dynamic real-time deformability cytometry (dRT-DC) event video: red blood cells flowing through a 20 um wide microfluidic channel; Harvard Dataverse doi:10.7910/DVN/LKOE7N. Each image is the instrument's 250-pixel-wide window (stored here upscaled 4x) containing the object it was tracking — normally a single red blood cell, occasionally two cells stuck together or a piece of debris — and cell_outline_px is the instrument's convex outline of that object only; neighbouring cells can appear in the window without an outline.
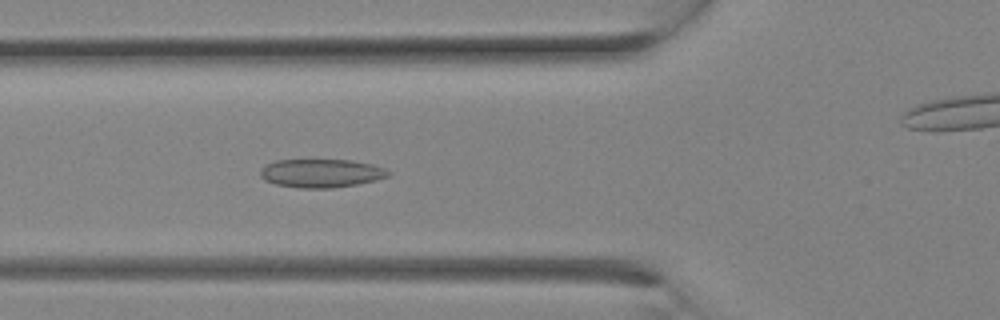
{"species": "Egyptian fruit bat (a non-hibernating species)", "species_latin": "Rousettus aegyptiacus", "temperature_condition": "room temperature", "stored_images_in_passage": 10, "camera_frame_rate_fps": 3000, "um_per_image_px": 0.085, "animal": {"sex": "female"}, "frame": {"image": 1, "passage_image": 9, "time_ms": 2.667, "image_size_px": [1000, 320], "cell_outline_px": [[392, 172], [388, 176], [376, 180], [356, 184], [332, 188], [300, 188], [276, 184], [264, 180], [260, 176], [260, 168], [276, 160], [352, 160], [372, 164], [384, 168]], "centroid_in_image_um": [27.3, 14.72], "position_along_channel_um": 98.5, "area_um2": 21.21}}